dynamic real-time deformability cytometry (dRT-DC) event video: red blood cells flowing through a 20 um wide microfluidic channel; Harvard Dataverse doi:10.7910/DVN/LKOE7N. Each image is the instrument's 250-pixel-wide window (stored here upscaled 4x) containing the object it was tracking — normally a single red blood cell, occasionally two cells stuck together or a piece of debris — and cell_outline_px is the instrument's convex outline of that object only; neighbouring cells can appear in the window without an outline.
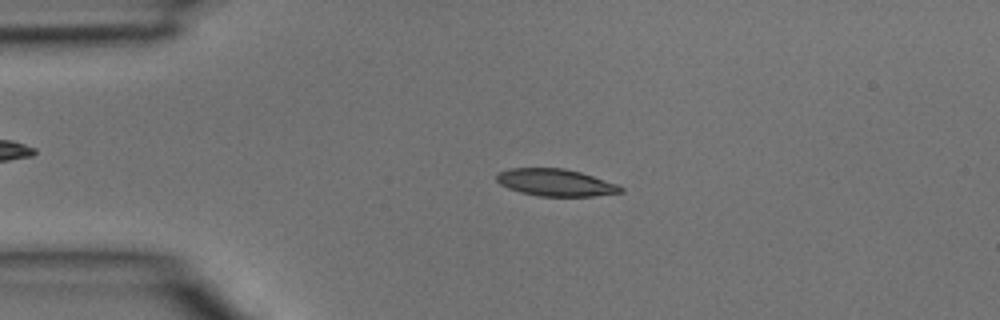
{"species": "common noctule bat (a hibernating species)", "species_latin": "Nyctalus noctula", "temperature_condition": "room temperature", "stored_images_in_passage": 35, "camera_frame_rate_fps": 3000, "um_per_image_px": 0.085, "animal": {"sex": "male", "body_mass_g": 15.6}, "frame": {"image": 1, "passage_image": 3, "time_ms": 0.667, "image_size_px": [1000, 320], "cell_outline_px": [[624, 192], [592, 196], [540, 196], [520, 192], [508, 188], [500, 184], [496, 180], [496, 176], [500, 172], [512, 168], [564, 168], [580, 172], [616, 184], [624, 188]], "centroid_in_image_um": [47.22, 15.52], "position_along_channel_um": 37.8, "area_um2": 19.42}}
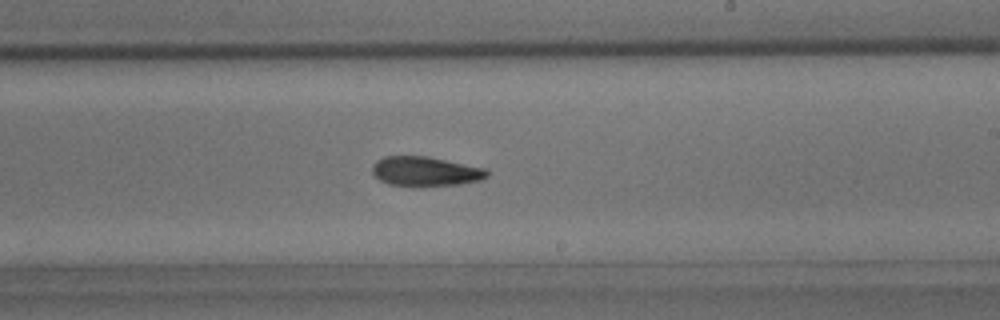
{"frame": {"image": 2, "passage_image": 18, "time_ms": 5.667, "image_size_px": [1000, 320], "cell_outline_px": [[488, 176], [480, 180], [460, 184], [420, 188], [388, 184], [380, 180], [372, 172], [372, 164], [376, 160], [384, 156], [428, 156], [484, 168], [488, 172]], "centroid_in_image_um": [36.12, 14.59], "position_along_channel_um": 252.9, "area_um2": 20.17}}
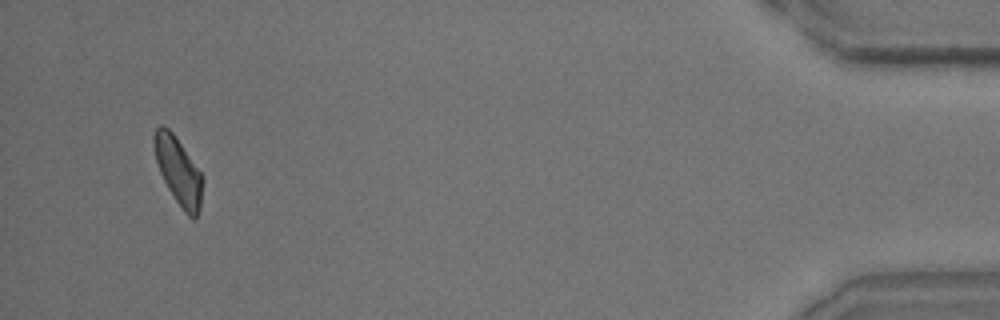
{"frame": {"image": 3, "passage_image": 33, "time_ms": 10.667, "image_size_px": [1000, 320], "cell_outline_px": [[204, 180], [200, 208], [196, 220], [192, 220], [184, 212], [168, 188], [160, 172], [156, 160], [152, 144], [152, 136], [156, 128], [160, 124], [168, 128], [172, 132], [204, 176]], "centroid_in_image_um": [15.17, 14.55], "position_along_channel_um": 420.0, "area_um2": 19.25}}